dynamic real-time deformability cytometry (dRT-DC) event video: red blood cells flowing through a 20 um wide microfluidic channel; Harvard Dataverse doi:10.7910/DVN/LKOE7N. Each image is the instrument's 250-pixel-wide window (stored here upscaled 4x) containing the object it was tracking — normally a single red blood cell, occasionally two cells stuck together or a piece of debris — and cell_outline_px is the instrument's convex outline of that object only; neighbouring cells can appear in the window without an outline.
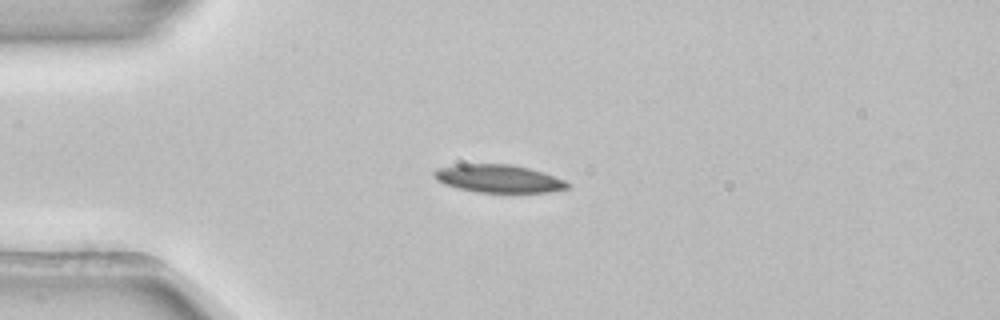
{"species": "common noctule bat (a hibernating species)", "species_latin": "Nyctalus noctula", "temperature_condition": "room temperature", "stored_images_in_passage": 3, "camera_frame_rate_fps": 3000, "um_per_image_px": 0.085, "animal": {"sex": "female", "body_mass_g": 22.7, "forearm_length_mm": 54.2}, "frame": {"image": 1, "passage_image": 2, "time_ms": 0.333, "image_size_px": [1000, 320], "cell_outline_px": [[572, 184], [568, 188], [548, 192], [476, 192], [444, 184], [436, 180], [432, 172], [436, 168], [456, 164], [512, 164], [544, 172], [564, 180]], "centroid_in_image_um": [42.36, 15.17], "position_along_channel_um": 42.6, "area_um2": 21.73}}